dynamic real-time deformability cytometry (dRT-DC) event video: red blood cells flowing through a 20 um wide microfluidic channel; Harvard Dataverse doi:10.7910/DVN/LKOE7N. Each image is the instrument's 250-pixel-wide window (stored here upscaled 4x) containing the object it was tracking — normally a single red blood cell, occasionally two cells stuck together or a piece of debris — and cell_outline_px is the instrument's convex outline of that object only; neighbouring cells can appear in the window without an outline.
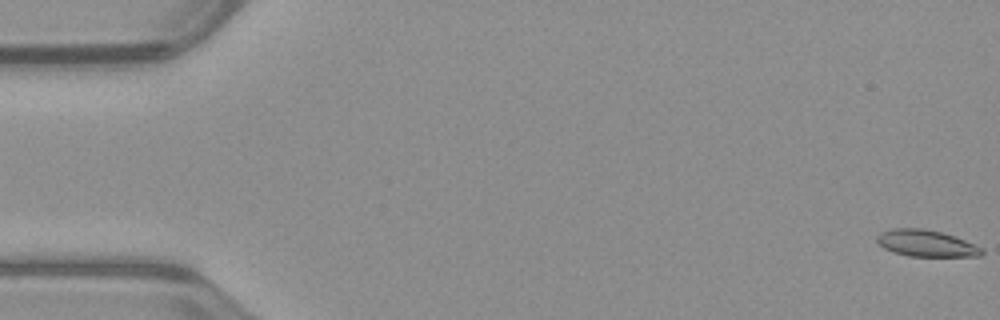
{"species": "common noctule bat (a hibernating species)", "species_latin": "Nyctalus noctula", "temperature_condition": "warm", "stored_images_in_passage": 54, "segment_of_instrument_passage": [1, 2], "camera_frame_rate_fps": 3000, "um_per_image_px": 0.085, "animal": {"sex": "male", "body_mass_g": 23.1, "forearm_length_mm": 52.7}, "frame": {"image": 1, "passage_image": 1, "time_ms": 0.0, "image_size_px": [1000, 320], "cell_outline_px": [[984, 252], [980, 256], [908, 256], [892, 252], [884, 248], [876, 240], [876, 236], [880, 232], [892, 228], [924, 228], [940, 232], [964, 240], [984, 248]], "centroid_in_image_um": [78.7, 20.68], "position_along_channel_um": 6.3, "area_um2": 16.24}}
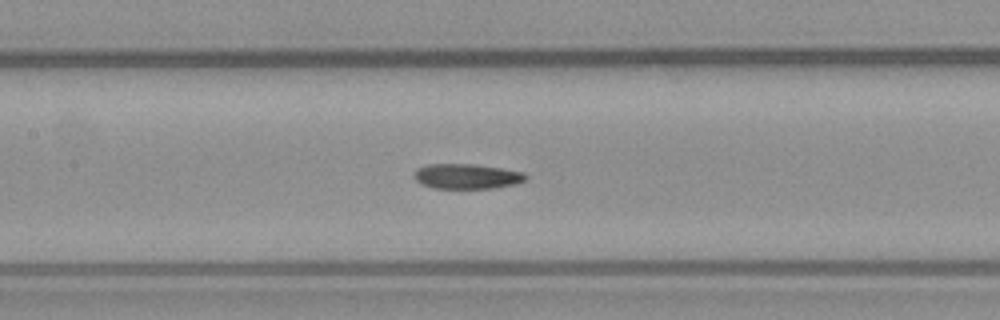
{"frame": {"image": 2, "passage_image": 25, "time_ms": 8.0, "image_size_px": [1000, 320], "cell_outline_px": [[528, 176], [524, 180], [516, 184], [492, 188], [432, 188], [420, 184], [412, 176], [416, 168], [428, 164], [472, 164], [500, 168], [524, 172]], "centroid_in_image_um": [39.63, 14.99], "position_along_channel_um": 167.8, "area_um2": 16.36}}
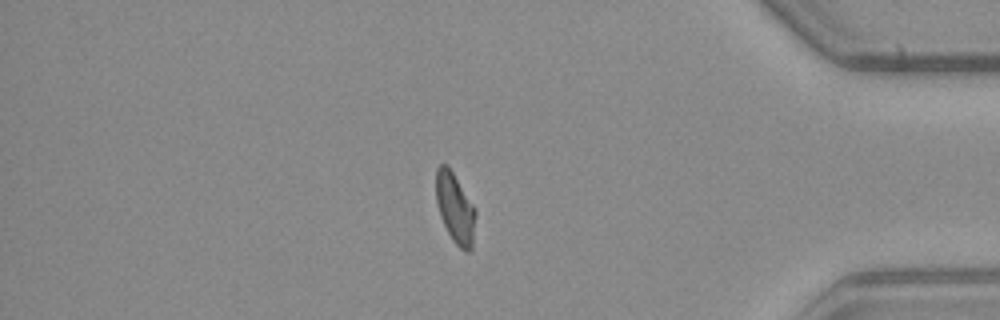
{"frame": {"image": 3, "passage_image": 45, "time_ms": 14.667, "image_size_px": [1000, 320], "cell_outline_px": [[476, 212], [472, 248], [468, 252], [464, 252], [452, 240], [440, 216], [436, 200], [436, 168], [440, 164], [448, 164], [476, 208]], "centroid_in_image_um": [38.69, 17.67], "position_along_channel_um": 396.5, "area_um2": 16.36}}